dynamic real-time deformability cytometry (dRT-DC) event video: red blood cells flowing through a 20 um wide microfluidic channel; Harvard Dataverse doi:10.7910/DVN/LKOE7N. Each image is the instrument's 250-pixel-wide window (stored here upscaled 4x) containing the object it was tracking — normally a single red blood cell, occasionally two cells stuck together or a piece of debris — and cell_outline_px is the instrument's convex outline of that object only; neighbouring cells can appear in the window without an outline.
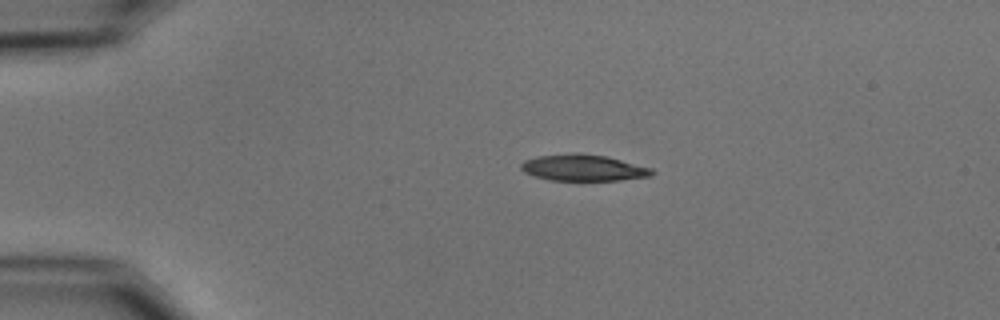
{"species": "common noctule bat (a hibernating species)", "species_latin": "Nyctalus noctula", "temperature_condition": "cold", "stored_images_in_passage": 38, "camera_frame_rate_fps": 3000, "um_per_image_px": 0.085, "animal": {"sex": "male", "body_mass_g": 15.6}, "frame": {"image": 1, "passage_image": 1, "time_ms": 0.0, "image_size_px": [1000, 320], "cell_outline_px": [[656, 172], [652, 176], [620, 180], [548, 180], [532, 176], [524, 172], [520, 168], [520, 164], [524, 160], [536, 156], [576, 152], [580, 152], [604, 156], [652, 168]], "centroid_in_image_um": [49.54, 14.26], "position_along_channel_um": 35.5, "area_um2": 20.29}}
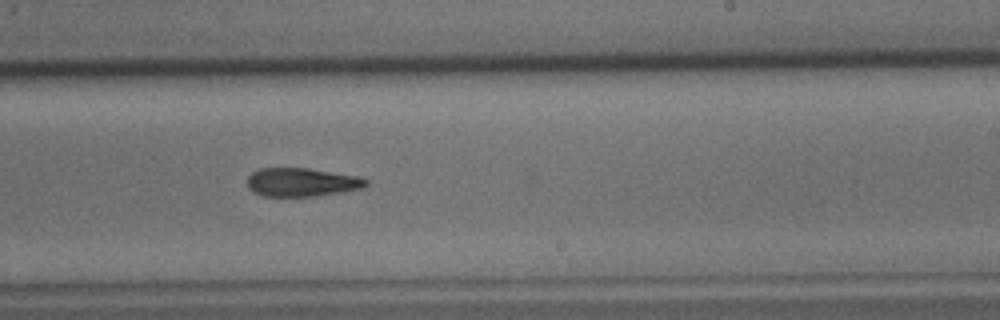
{"frame": {"image": 2, "passage_image": 23, "time_ms": 7.333, "image_size_px": [1000, 320], "cell_outline_px": [[368, 184], [364, 188], [316, 196], [264, 196], [248, 188], [248, 176], [252, 172], [260, 168], [308, 168], [360, 176], [368, 180]], "centroid_in_image_um": [25.68, 15.48], "position_along_channel_um": 263.3, "area_um2": 19.77}}
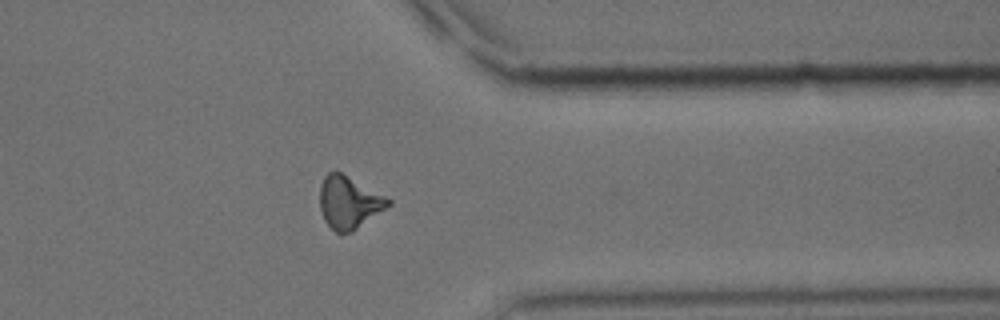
{"frame": {"image": 3, "passage_image": 33, "time_ms": 10.667, "image_size_px": [1000, 320], "cell_outline_px": [[392, 204], [352, 232], [340, 236], [324, 220], [320, 208], [320, 184], [324, 176], [328, 172], [340, 172], [392, 200]], "centroid_in_image_um": [29.64, 17.23], "position_along_channel_um": 381.8, "area_um2": 20.81}, "authors_computed_cell_mechanics": {"area_um2": 20.7502, "velocity_mm_per_s": 3.7238, "shape_relaxation_time_tau1_ms": 7.4474, "shape_relaxation_time_tau2_ms": 9.6512, "deformation_change_tau1": 0.2006, "deformation_change_tau2": 0.2414}}